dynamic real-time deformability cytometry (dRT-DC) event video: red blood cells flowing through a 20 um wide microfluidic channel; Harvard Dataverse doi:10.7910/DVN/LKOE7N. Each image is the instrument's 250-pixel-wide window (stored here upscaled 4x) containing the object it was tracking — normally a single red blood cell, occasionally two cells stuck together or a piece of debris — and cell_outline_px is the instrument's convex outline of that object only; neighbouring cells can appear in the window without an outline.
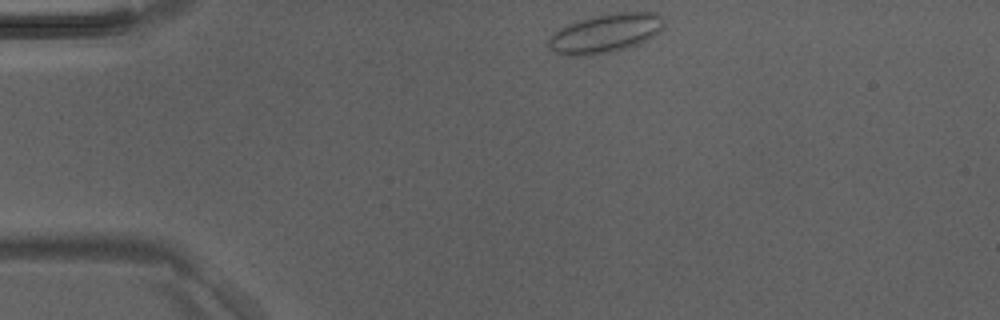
{"species": "Egyptian fruit bat (a non-hibernating species)", "species_latin": "Rousettus aegyptiacus", "temperature_condition": "room temperature", "stored_images_in_passage": 3, "camera_frame_rate_fps": 3000, "um_per_image_px": 0.085, "animal": {"sex": "male"}, "frame": {"image": 1, "passage_image": 1, "time_ms": 0.0, "image_size_px": [1000, 320], "cell_outline_px": [[664, 28], [660, 32], [648, 40], [640, 44], [608, 52], [588, 56], [564, 56], [548, 48], [548, 40], [560, 28], [568, 24], [592, 16], [616, 12], [656, 12], [664, 20]], "centroid_in_image_um": [51.49, 2.83], "position_along_channel_um": 33.5, "area_um2": 26.3}}